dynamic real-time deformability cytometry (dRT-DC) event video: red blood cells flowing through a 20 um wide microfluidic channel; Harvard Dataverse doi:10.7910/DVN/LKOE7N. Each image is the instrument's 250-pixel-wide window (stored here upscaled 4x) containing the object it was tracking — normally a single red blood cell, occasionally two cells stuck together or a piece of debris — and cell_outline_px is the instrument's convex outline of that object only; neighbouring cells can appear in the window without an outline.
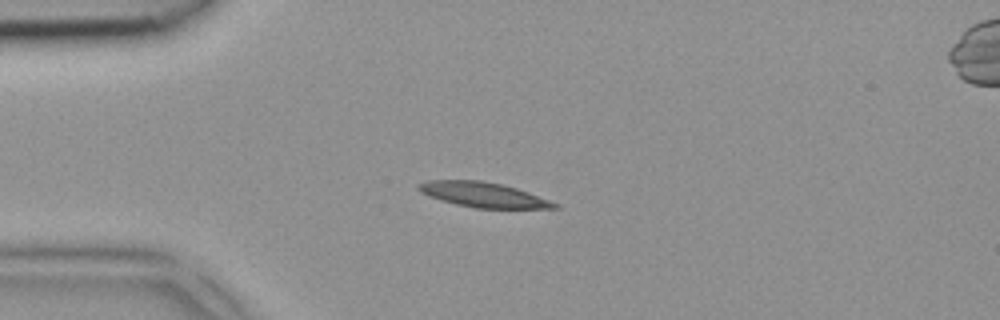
{"species": "common noctule bat (a hibernating species)", "species_latin": "Nyctalus noctula", "temperature_condition": "room temperature", "stored_images_in_passage": 6, "camera_frame_rate_fps": 3000, "um_per_image_px": 0.085, "animal": {"sex": "female", "body_mass_g": 18.4}, "frame": {"image": 1, "passage_image": 4, "time_ms": 1.0, "image_size_px": [1000, 320], "cell_outline_px": [[560, 208], [476, 208], [456, 204], [440, 200], [428, 196], [420, 192], [416, 188], [416, 184], [428, 180], [480, 180], [500, 184], [516, 188], [528, 192], [560, 204]], "centroid_in_image_um": [41.04, 16.55], "position_along_channel_um": 44.0, "area_um2": 19.77}}